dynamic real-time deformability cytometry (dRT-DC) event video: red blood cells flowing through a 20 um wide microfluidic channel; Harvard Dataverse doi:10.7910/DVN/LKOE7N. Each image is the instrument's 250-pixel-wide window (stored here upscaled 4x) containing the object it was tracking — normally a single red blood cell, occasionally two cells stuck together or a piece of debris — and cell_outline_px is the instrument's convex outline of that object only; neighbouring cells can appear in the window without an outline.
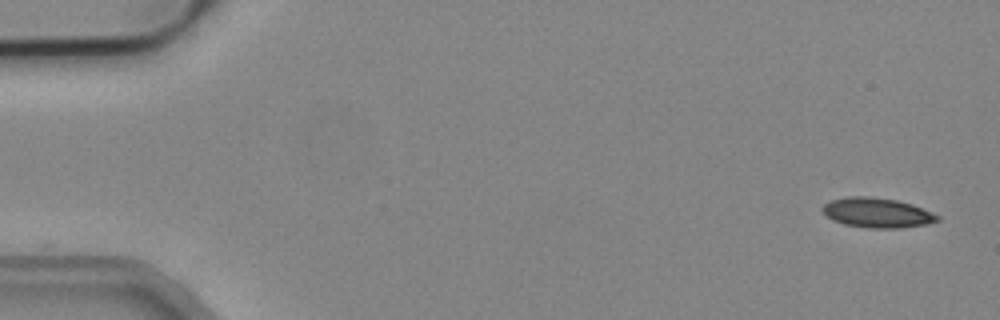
{"species": "common noctule bat (a hibernating species)", "species_latin": "Nyctalus noctula", "temperature_condition": "cold", "stored_images_in_passage": 4, "camera_frame_rate_fps": 3000, "um_per_image_px": 0.085, "animal": {"sex": "male", "body_mass_g": 19.2, "forearm_length_mm": 51.8}, "frame": {"image": 1, "passage_image": 1, "time_ms": 0.0, "image_size_px": [1000, 320], "cell_outline_px": [[940, 220], [924, 224], [900, 228], [868, 228], [844, 224], [832, 220], [820, 208], [824, 204], [832, 200], [848, 196], [868, 196], [896, 200], [912, 204], [940, 216]], "centroid_in_image_um": [74.54, 18.08], "position_along_channel_um": 10.5, "area_um2": 19.83}}
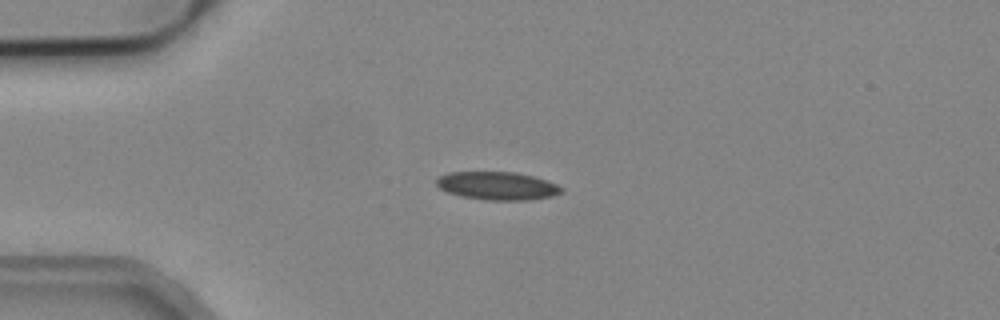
{"frame": {"image": 2, "passage_image": 4, "time_ms": 1.0, "image_size_px": [1000, 320], "cell_outline_px": [[564, 192], [552, 196], [528, 200], [488, 200], [464, 196], [448, 192], [440, 188], [436, 184], [436, 180], [440, 176], [448, 172], [516, 172], [548, 180], [564, 188]], "centroid_in_image_um": [42.32, 15.79], "position_along_channel_um": 42.7, "area_um2": 20.4}}